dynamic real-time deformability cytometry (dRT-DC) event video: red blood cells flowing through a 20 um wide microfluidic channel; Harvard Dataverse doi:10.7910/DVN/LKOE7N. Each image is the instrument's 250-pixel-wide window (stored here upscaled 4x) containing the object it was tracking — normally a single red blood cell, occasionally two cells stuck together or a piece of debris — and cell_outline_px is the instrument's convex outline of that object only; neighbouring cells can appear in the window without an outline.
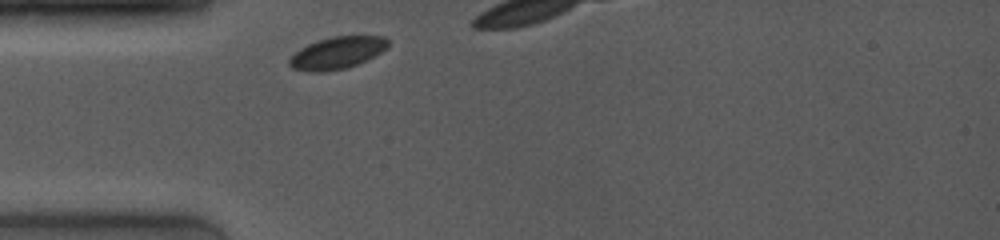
{"species": "common noctule bat (a hibernating species)", "species_latin": "Nyctalus noctula", "temperature_condition": "room temperature", "stored_images_in_passage": 2, "camera_frame_rate_fps": 4000, "um_per_image_px": 0.085, "animal": {"sex": "female", "body_mass_g": 19.0, "forearm_length_mm": 53.3}, "frame": {"image": 1, "passage_image": 1, "time_ms": 0.0, "image_size_px": [1000, 240], "cell_outline_px": [[388, 48], [356, 64], [344, 68], [324, 72], [308, 72], [292, 68], [288, 64], [288, 60], [300, 48], [316, 40], [332, 36], [384, 36], [388, 40]], "centroid_in_image_um": [28.62, 4.49], "position_along_channel_um": 56.4, "area_um2": 18.32}}